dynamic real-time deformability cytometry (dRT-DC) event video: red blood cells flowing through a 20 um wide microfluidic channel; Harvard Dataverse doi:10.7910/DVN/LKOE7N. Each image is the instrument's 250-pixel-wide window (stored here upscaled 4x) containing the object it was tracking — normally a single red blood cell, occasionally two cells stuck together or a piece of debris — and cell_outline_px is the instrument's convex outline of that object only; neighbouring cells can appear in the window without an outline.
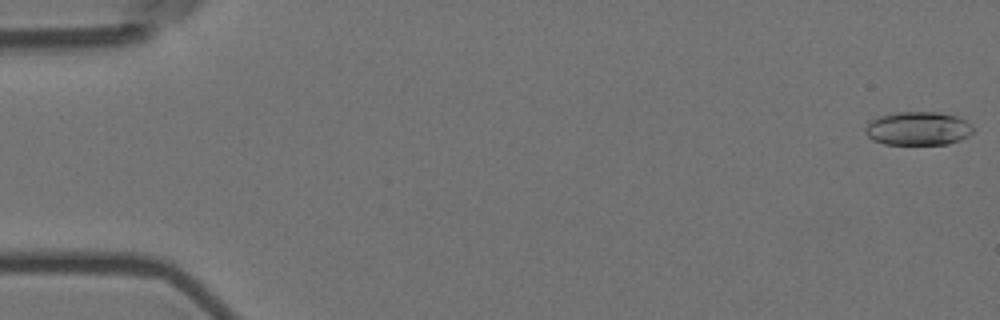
{"species": "Egyptian fruit bat (a non-hibernating species)", "species_latin": "Rousettus aegyptiacus", "temperature_condition": "room temperature", "stored_images_in_passage": 34, "camera_frame_rate_fps": 3000, "um_per_image_px": 0.085, "animal": {"sex": "female"}, "frame": {"image": 1, "passage_image": 1, "time_ms": 0.0, "image_size_px": [1000, 320], "cell_outline_px": [[976, 132], [960, 140], [948, 144], [884, 144], [872, 140], [864, 132], [864, 128], [872, 120], [880, 116], [896, 112], [940, 112], [956, 116], [972, 124], [976, 128]], "centroid_in_image_um": [78.08, 10.92], "position_along_channel_um": 6.9, "area_um2": 21.33}}
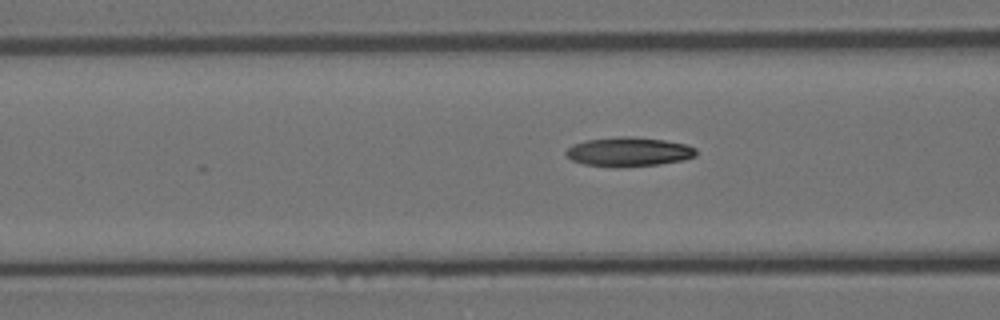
{"frame": {"image": 2, "passage_image": 22, "time_ms": 7.0, "image_size_px": [1000, 320], "cell_outline_px": [[696, 156], [684, 160], [660, 164], [616, 168], [584, 164], [572, 160], [564, 152], [572, 144], [584, 140], [620, 136], [632, 136], [664, 140], [688, 144], [696, 148]], "centroid_in_image_um": [53.44, 12.9], "position_along_channel_um": 113.2, "area_um2": 22.48}}
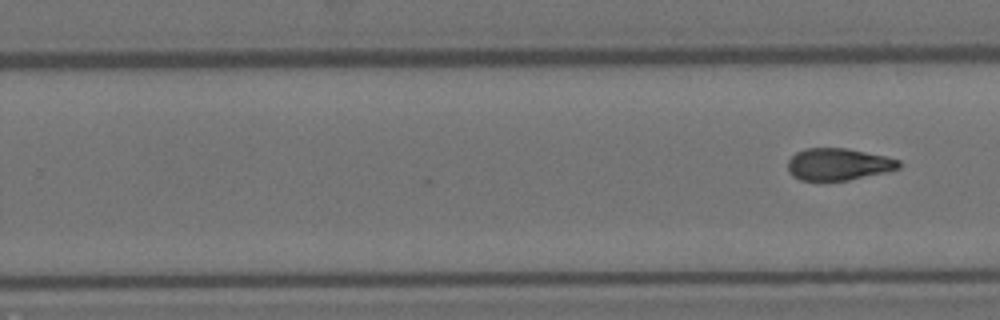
{"frame": {"image": 3, "passage_image": 34, "time_ms": 11.0, "image_size_px": [1000, 320], "cell_outline_px": [[900, 168], [884, 172], [848, 180], [800, 180], [792, 176], [788, 172], [788, 160], [796, 152], [804, 148], [844, 148], [884, 156], [900, 160]], "centroid_in_image_um": [71.21, 13.96], "position_along_channel_um": 258.6, "area_um2": 20.52}}